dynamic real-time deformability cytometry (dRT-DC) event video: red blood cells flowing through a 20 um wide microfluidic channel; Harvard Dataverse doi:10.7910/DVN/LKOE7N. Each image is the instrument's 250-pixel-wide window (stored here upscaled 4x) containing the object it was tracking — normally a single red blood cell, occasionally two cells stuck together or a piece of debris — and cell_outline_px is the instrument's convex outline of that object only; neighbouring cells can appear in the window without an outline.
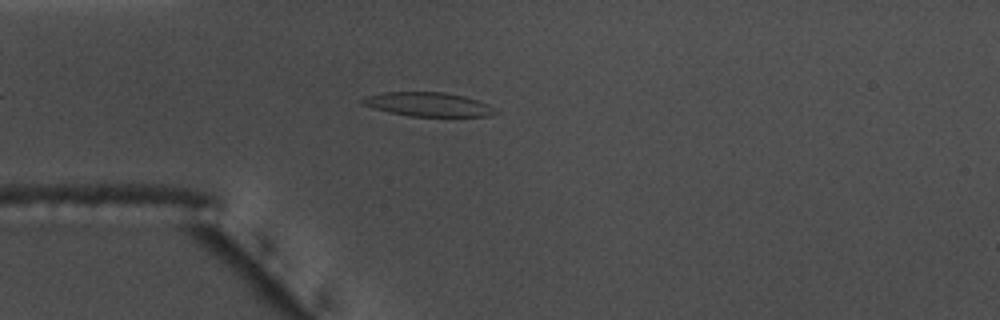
{"species": "common noctule bat (a hibernating species)", "species_latin": "Nyctalus noctula", "temperature_condition": "warm", "stored_images_in_passage": 49, "camera_frame_rate_fps": 3000, "um_per_image_px": 0.085, "animal": {"sex": "male", "body_mass_g": 17.5, "forearm_length_mm": 52.3}, "frame": {"image": 1, "passage_image": 8, "time_ms": 2.333, "image_size_px": [1000, 320], "cell_outline_px": [[500, 112], [488, 116], [408, 116], [388, 112], [372, 108], [360, 104], [360, 100], [364, 96], [384, 92], [444, 92], [464, 96], [488, 104]], "centroid_in_image_um": [36.35, 8.87], "position_along_channel_um": 48.7, "area_um2": 18.73}}
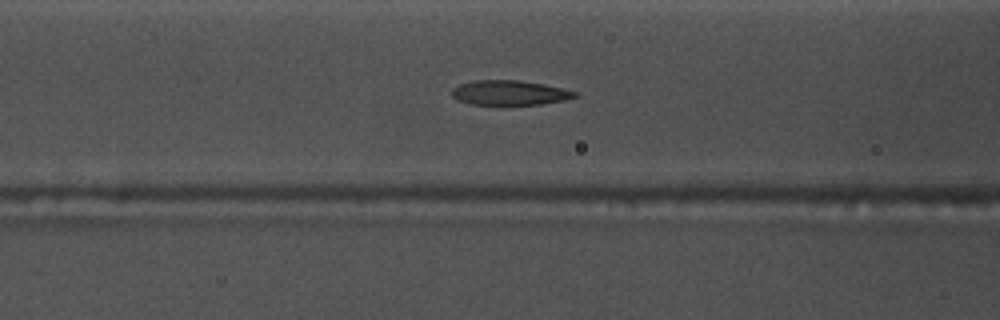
{"frame": {"image": 2, "passage_image": 15, "time_ms": 4.667, "image_size_px": [1000, 320], "cell_outline_px": [[580, 96], [564, 100], [540, 104], [468, 104], [456, 100], [452, 96], [452, 88], [460, 84], [476, 80], [516, 80], [544, 84], [564, 88], [576, 92]], "centroid_in_image_um": [43.31, 7.88], "position_along_channel_um": 123.3, "area_um2": 17.69}, "authors_computed_cell_mechanics": {"area_um2": 19.074, "velocity_mm_per_s": 3.6425, "shape_relaxation_time_tau1_ms": 5.1077, "shape_relaxation_time_tau2_ms": 2.5006, "deformation_change_tau1": 0.1886, "deformation_change_tau2": 0.0797}}